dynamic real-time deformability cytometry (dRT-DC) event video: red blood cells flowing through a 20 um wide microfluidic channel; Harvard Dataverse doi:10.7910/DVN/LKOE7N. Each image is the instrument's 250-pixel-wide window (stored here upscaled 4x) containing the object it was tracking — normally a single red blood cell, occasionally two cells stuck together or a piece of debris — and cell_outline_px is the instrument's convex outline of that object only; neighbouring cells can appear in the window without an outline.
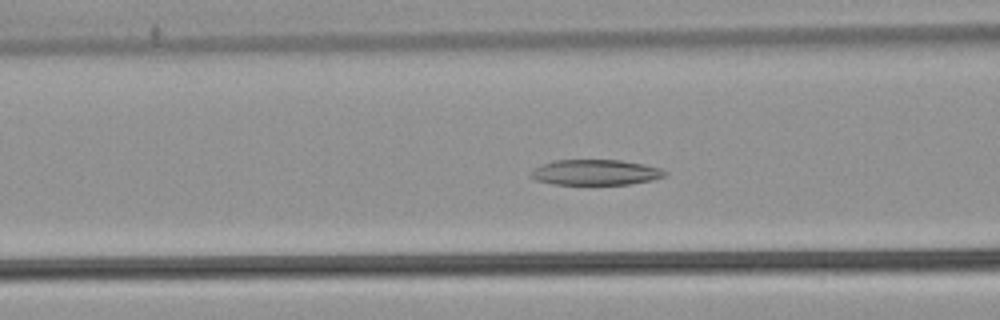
{"species": "common noctule bat (a hibernating species)", "species_latin": "Nyctalus noctula", "temperature_condition": "warm", "stored_images_in_passage": 55, "camera_frame_rate_fps": 3000, "um_per_image_px": 0.085, "animal": {"sex": "male", "body_mass_g": 21.5, "forearm_length_mm": 52.0}, "frame": {"image": 1, "passage_image": 22, "time_ms": 7.0, "image_size_px": [1000, 320], "cell_outline_px": [[668, 172], [664, 176], [652, 180], [628, 184], [552, 184], [536, 180], [532, 176], [532, 172], [536, 168], [552, 160], [620, 160], [644, 164], [660, 168]], "centroid_in_image_um": [50.65, 14.65], "position_along_channel_um": 115.9, "area_um2": 19.65}}
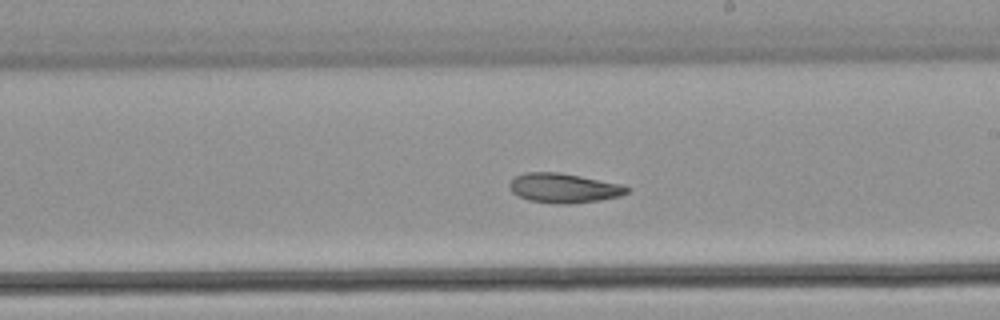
{"frame": {"image": 2, "passage_image": 32, "time_ms": 10.333, "image_size_px": [1000, 320], "cell_outline_px": [[632, 188], [628, 192], [620, 196], [600, 200], [568, 204], [556, 204], [528, 200], [516, 196], [508, 188], [508, 184], [516, 176], [524, 172], [560, 172], [620, 184]], "centroid_in_image_um": [47.89, 15.99], "position_along_channel_um": 241.1, "area_um2": 20.35}}
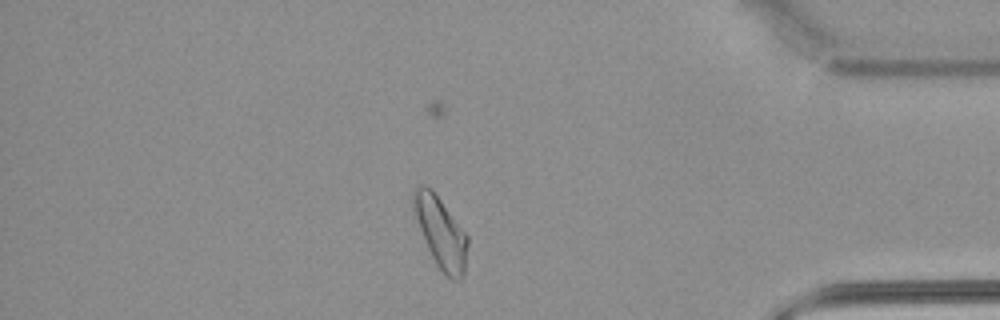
{"frame": {"image": 3, "passage_image": 47, "time_ms": 15.333, "image_size_px": [1000, 320], "cell_outline_px": [[468, 244], [464, 276], [460, 280], [452, 280], [436, 264], [428, 248], [420, 228], [412, 204], [412, 192], [420, 184], [424, 184], [432, 188], [468, 236]], "centroid_in_image_um": [37.48, 19.74], "position_along_channel_um": 397.7, "area_um2": 22.14}}